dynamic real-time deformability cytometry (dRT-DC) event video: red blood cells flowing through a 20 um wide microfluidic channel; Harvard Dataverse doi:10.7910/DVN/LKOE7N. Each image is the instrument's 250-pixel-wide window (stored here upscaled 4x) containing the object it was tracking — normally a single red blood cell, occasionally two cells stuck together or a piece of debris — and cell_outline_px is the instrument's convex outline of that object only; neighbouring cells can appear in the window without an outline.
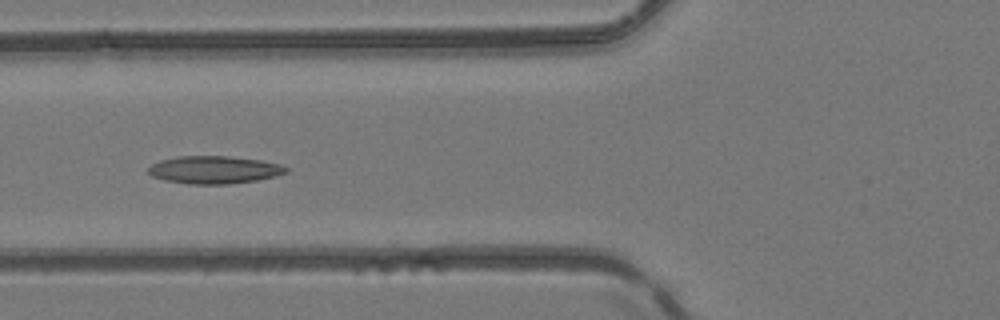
{"species": "common noctule bat (a hibernating species)", "species_latin": "Nyctalus noctula", "temperature_condition": "room temperature", "stored_images_in_passage": 9, "camera_frame_rate_fps": 3000, "um_per_image_px": 0.085, "animal": {"sex": "female", "body_mass_g": 24.6, "forearm_length_mm": 56.2}, "frame": {"image": 1, "passage_image": 6, "time_ms": 1.667, "image_size_px": [1000, 320], "cell_outline_px": [[288, 172], [276, 176], [256, 180], [228, 184], [188, 184], [164, 180], [152, 176], [148, 172], [148, 168], [152, 164], [160, 160], [176, 156], [224, 156], [260, 160], [280, 164], [288, 168]], "centroid_in_image_um": [18.19, 14.43], "position_along_channel_um": 107.6, "area_um2": 22.2}}